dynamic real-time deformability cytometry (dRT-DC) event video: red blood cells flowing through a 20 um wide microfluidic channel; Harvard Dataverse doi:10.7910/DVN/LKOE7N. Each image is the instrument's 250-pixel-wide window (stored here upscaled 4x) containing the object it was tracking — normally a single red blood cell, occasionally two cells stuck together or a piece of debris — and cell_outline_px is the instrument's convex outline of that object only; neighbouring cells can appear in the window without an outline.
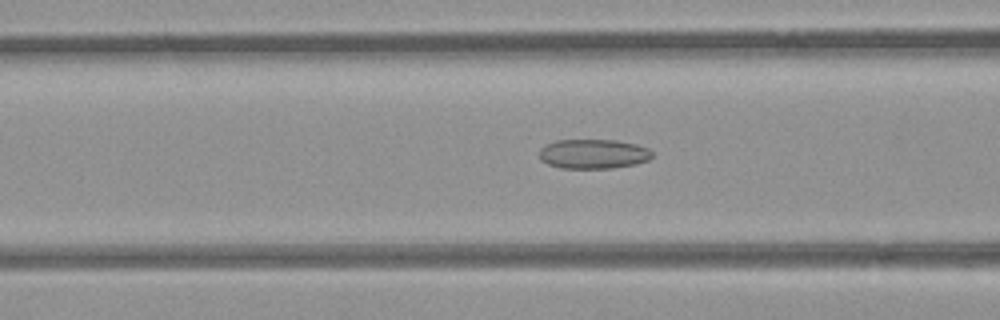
{"species": "common noctule bat (a hibernating species)", "species_latin": "Nyctalus noctula", "temperature_condition": "room temperature", "stored_images_in_passage": 52, "camera_frame_rate_fps": 3000, "um_per_image_px": 0.085, "animal": {"sex": "female", "body_mass_g": 21.9}, "frame": {"image": 1, "passage_image": 20, "time_ms": 6.333, "image_size_px": [1000, 320], "cell_outline_px": [[652, 156], [648, 160], [636, 164], [612, 168], [560, 168], [548, 164], [540, 160], [540, 148], [544, 144], [556, 140], [616, 140], [636, 144], [648, 148], [652, 152]], "centroid_in_image_um": [50.41, 13.08], "position_along_channel_um": 116.2, "area_um2": 19.54}}
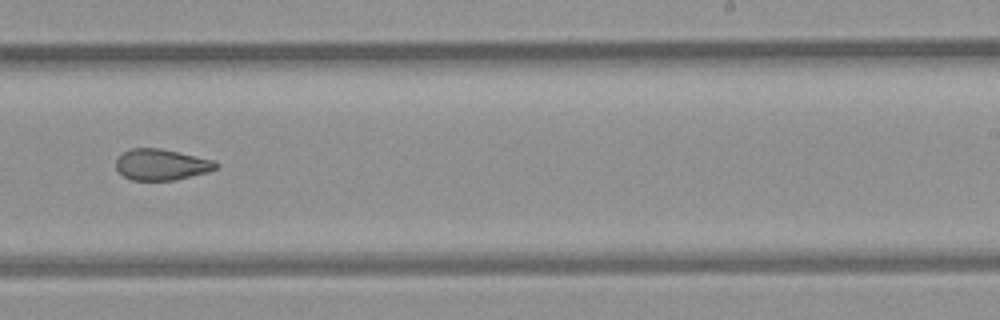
{"frame": {"image": 2, "passage_image": 32, "time_ms": 10.333, "image_size_px": [1000, 320], "cell_outline_px": [[220, 164], [216, 168], [208, 172], [176, 180], [132, 180], [124, 176], [116, 168], [116, 160], [124, 152], [132, 148], [160, 148], [216, 160]], "centroid_in_image_um": [13.77, 13.99], "position_along_channel_um": 275.2, "area_um2": 18.15}}
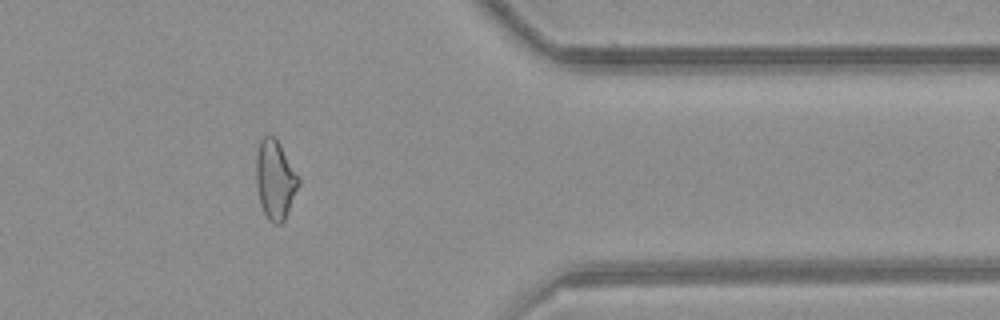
{"frame": {"image": 3, "passage_image": 42, "time_ms": 13.667, "image_size_px": [1000, 320], "cell_outline_px": [[300, 184], [284, 220], [280, 224], [272, 224], [268, 220], [260, 204], [256, 184], [256, 152], [260, 140], [264, 136], [276, 136], [300, 176]], "centroid_in_image_um": [23.4, 15.24], "position_along_channel_um": 388.0, "area_um2": 19.94}, "authors_computed_cell_mechanics": {"area_um2": 20.1433, "velocity_mm_per_s": 3.9749, "shape_relaxation_time_tau1_ms": null, "shape_relaxation_time_tau2_ms": 3.3287, "deformation_change_tau1": null, "deformation_change_tau2": 0.1049}}